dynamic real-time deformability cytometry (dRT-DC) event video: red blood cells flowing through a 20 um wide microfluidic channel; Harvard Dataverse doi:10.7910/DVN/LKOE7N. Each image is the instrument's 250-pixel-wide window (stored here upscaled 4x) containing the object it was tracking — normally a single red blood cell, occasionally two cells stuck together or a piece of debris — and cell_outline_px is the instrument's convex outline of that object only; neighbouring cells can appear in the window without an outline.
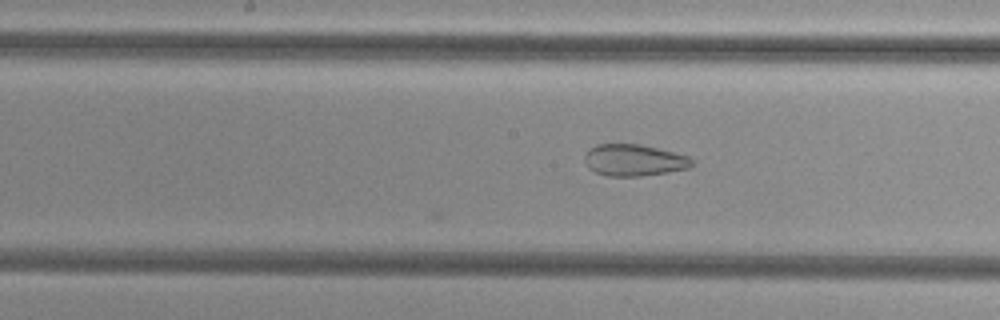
{"species": "common noctule bat (a hibernating species)", "species_latin": "Nyctalus noctula", "temperature_condition": "cold", "stored_images_in_passage": 11, "camera_frame_rate_fps": 3000, "um_per_image_px": 0.085, "animal": {"sex": "female", "body_mass_g": 29.2, "forearm_length_mm": 56.3}, "frame": {"image": 1, "passage_image": 11, "time_ms": 3.333, "image_size_px": [1000, 320], "cell_outline_px": [[692, 164], [688, 168], [668, 172], [640, 176], [608, 176], [596, 172], [588, 168], [584, 164], [584, 156], [588, 148], [596, 144], [640, 144], [688, 156], [692, 160]], "centroid_in_image_um": [53.82, 13.61], "position_along_channel_um": 194.4, "area_um2": 19.77}}